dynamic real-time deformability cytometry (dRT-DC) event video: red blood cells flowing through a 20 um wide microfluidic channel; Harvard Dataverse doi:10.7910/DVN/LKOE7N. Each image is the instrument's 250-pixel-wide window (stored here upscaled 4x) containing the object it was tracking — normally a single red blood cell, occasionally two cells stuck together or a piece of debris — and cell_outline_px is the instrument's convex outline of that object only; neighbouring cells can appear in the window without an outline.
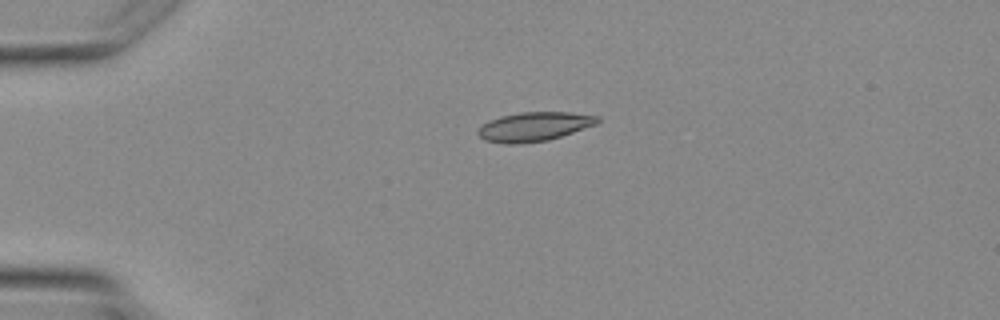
{"species": "Egyptian fruit bat (a non-hibernating species)", "species_latin": "Rousettus aegyptiacus", "temperature_condition": "warm", "stored_images_in_passage": 4, "camera_frame_rate_fps": 3000, "um_per_image_px": 0.085, "animal": {"sex": "female"}, "frame": {"image": 1, "passage_image": 3, "time_ms": 2.333, "image_size_px": [1000, 320], "cell_outline_px": [[600, 120], [596, 124], [548, 140], [516, 144], [504, 144], [484, 140], [476, 132], [488, 120], [500, 116], [520, 112], [568, 112], [600, 116]], "centroid_in_image_um": [45.38, 10.76], "position_along_channel_um": 39.6, "area_um2": 20.17}}